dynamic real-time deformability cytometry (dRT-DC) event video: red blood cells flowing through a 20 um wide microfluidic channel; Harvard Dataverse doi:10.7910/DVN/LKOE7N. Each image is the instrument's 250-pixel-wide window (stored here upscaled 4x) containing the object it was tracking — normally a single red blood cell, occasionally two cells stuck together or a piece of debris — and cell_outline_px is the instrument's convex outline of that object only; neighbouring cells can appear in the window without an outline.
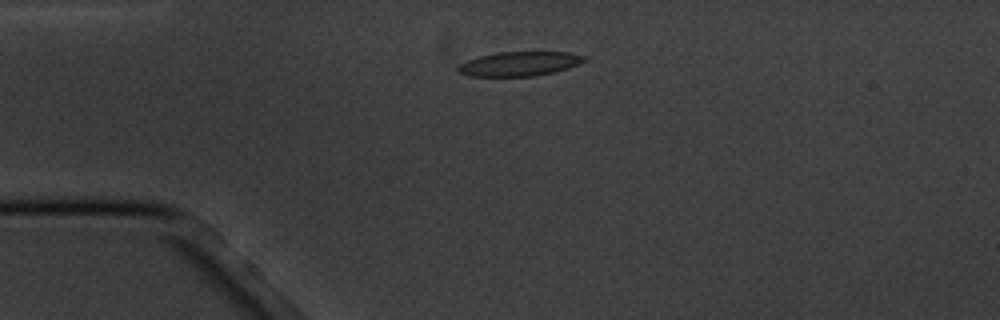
{"species": "common noctule bat (a hibernating species)", "species_latin": "Nyctalus noctula", "temperature_condition": "cold", "stored_images_in_passage": 3, "camera_frame_rate_fps": 3000, "um_per_image_px": 0.085, "animal": {"sex": "male", "body_mass_g": 20.1, "forearm_length_mm": 53.5}, "frame": {"image": 1, "passage_image": 1, "time_ms": 0.0, "image_size_px": [1000, 320], "cell_outline_px": [[588, 60], [568, 68], [536, 76], [468, 76], [456, 72], [456, 68], [460, 64], [468, 60], [480, 56], [496, 52], [568, 52], [588, 56]], "centroid_in_image_um": [44.16, 5.42], "position_along_channel_um": 40.8, "area_um2": 18.03}}
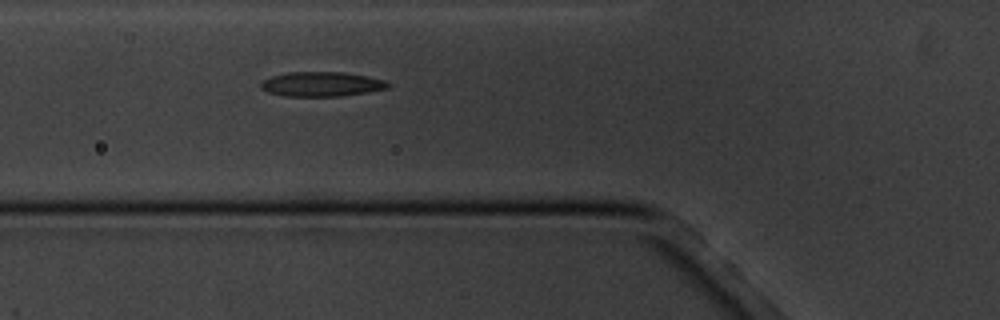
{"frame": {"image": 2, "passage_image": 3, "time_ms": 2.333, "image_size_px": [1000, 320], "cell_outline_px": [[392, 84], [388, 88], [340, 96], [284, 96], [268, 92], [260, 88], [260, 84], [264, 80], [272, 76], [288, 72], [344, 72], [384, 80]], "centroid_in_image_um": [27.3, 7.15], "position_along_channel_um": 98.5, "area_um2": 18.03}}